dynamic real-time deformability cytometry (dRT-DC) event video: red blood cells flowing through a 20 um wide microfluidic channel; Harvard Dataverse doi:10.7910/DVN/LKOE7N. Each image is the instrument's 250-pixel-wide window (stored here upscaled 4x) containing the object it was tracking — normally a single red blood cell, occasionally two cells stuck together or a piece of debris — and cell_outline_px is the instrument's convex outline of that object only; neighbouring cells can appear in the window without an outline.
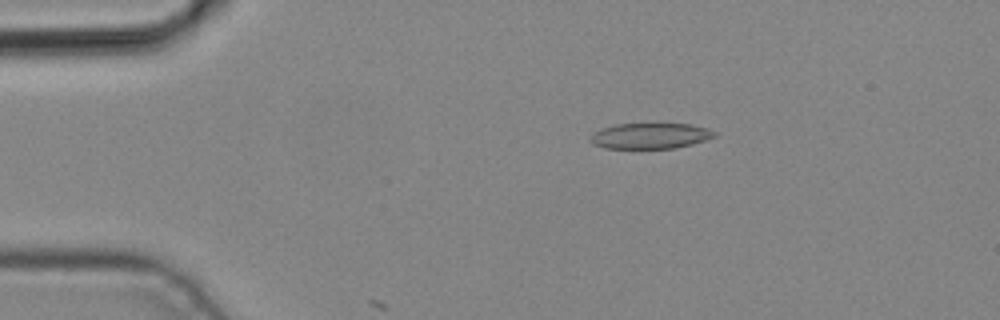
{"species": "common noctule bat (a hibernating species)", "species_latin": "Nyctalus noctula", "temperature_condition": "cold", "stored_images_in_passage": 2, "camera_frame_rate_fps": 3000, "um_per_image_px": 0.085, "animal": {"sex": "male", "body_mass_g": 19.2, "forearm_length_mm": 51.8}, "frame": {"image": 1, "passage_image": 1, "time_ms": 0.0, "image_size_px": [1000, 320], "cell_outline_px": [[716, 136], [692, 144], [676, 148], [604, 148], [592, 144], [588, 140], [600, 128], [616, 124], [656, 120], [692, 124], [708, 128], [716, 132]], "centroid_in_image_um": [55.29, 11.48], "position_along_channel_um": 29.7, "area_um2": 19.65}}